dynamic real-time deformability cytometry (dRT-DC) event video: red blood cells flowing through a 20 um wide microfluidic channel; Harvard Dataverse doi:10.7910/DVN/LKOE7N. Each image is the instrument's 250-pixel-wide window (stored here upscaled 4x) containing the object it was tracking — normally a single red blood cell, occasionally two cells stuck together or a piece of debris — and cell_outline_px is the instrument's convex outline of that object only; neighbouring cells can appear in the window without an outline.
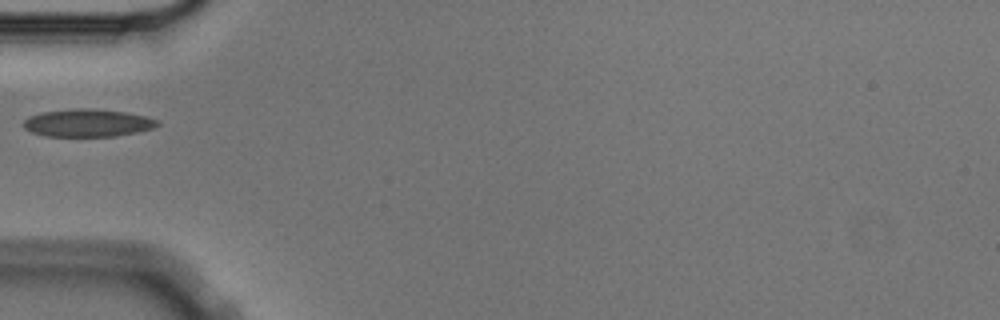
{"species": "Egyptian fruit bat (a non-hibernating species)", "species_latin": "Rousettus aegyptiacus", "temperature_condition": "cold", "stored_images_in_passage": 1, "camera_frame_rate_fps": 3000, "um_per_image_px": 0.085, "animal": {"sex": "male"}, "frame": {"image": 1, "passage_image": 1, "time_ms": 0.0, "image_size_px": [1000, 320], "cell_outline_px": [[160, 124], [152, 128], [136, 132], [116, 136], [44, 136], [32, 132], [24, 128], [20, 124], [28, 116], [44, 112], [76, 108], [92, 108], [124, 112], [148, 116], [160, 120]], "centroid_in_image_um": [7.45, 10.44], "position_along_channel_um": 77.6, "area_um2": 21.73}}